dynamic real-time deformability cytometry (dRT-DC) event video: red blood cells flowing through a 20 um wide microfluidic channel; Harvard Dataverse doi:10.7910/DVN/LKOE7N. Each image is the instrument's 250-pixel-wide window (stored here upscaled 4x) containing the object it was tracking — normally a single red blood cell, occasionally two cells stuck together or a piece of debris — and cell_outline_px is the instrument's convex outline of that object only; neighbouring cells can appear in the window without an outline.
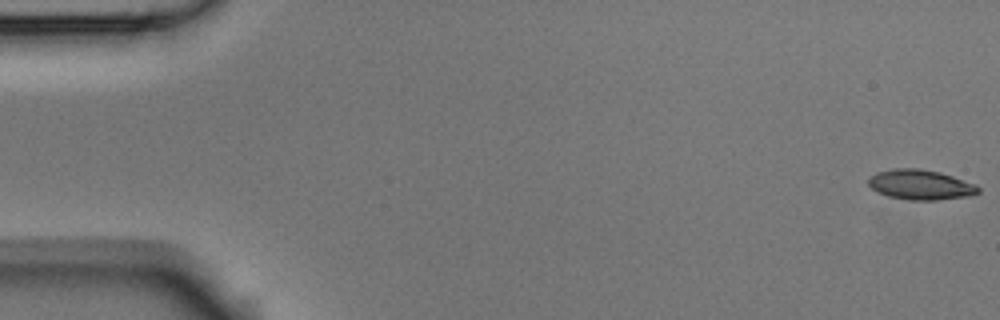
{"species": "Egyptian fruit bat (a non-hibernating species)", "species_latin": "Rousettus aegyptiacus", "temperature_condition": "room temperature", "stored_images_in_passage": 3, "camera_frame_rate_fps": 3000, "um_per_image_px": 0.085, "animal": {"sex": "male"}, "frame": {"image": 1, "passage_image": 1, "time_ms": 0.0, "image_size_px": [1000, 320], "cell_outline_px": [[980, 192], [972, 196], [936, 200], [912, 200], [888, 196], [876, 192], [868, 184], [868, 180], [876, 172], [892, 168], [920, 168], [940, 172], [976, 184], [980, 188]], "centroid_in_image_um": [78.26, 15.7], "position_along_channel_um": 6.7, "area_um2": 19.36}}
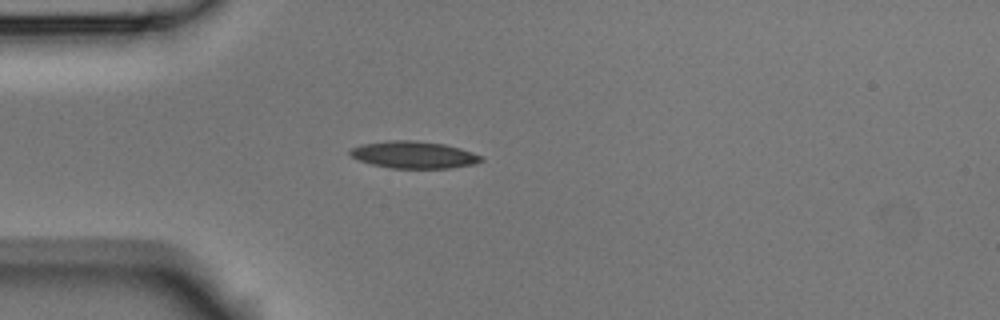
{"frame": {"image": 2, "passage_image": 3, "time_ms": 0.667, "image_size_px": [1000, 320], "cell_outline_px": [[484, 160], [472, 164], [448, 168], [392, 168], [372, 164], [360, 160], [352, 156], [348, 152], [352, 148], [360, 144], [388, 140], [416, 140], [444, 144], [460, 148], [472, 152], [480, 156]], "centroid_in_image_um": [35.15, 13.14], "position_along_channel_um": 49.9, "area_um2": 20.52}}